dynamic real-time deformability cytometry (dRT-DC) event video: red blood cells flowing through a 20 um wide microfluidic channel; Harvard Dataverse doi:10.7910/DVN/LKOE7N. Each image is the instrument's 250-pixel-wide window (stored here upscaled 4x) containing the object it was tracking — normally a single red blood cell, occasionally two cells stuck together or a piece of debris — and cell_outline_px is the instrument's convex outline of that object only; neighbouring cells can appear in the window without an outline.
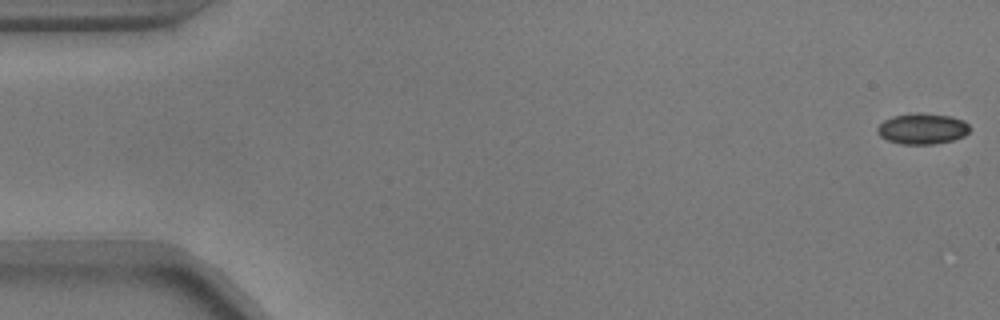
{"species": "common noctule bat (a hibernating species)", "species_latin": "Nyctalus noctula", "temperature_condition": "warm", "stored_images_in_passage": 15, "camera_frame_rate_fps": 3000, "um_per_image_px": 0.085, "animal": {"sex": "male", "body_mass_g": 17.9}, "frame": {"image": 1, "passage_image": 1, "time_ms": 0.0, "image_size_px": [1000, 320], "cell_outline_px": [[968, 132], [964, 136], [952, 140], [932, 144], [900, 144], [888, 140], [880, 136], [876, 132], [876, 128], [884, 120], [892, 116], [916, 112], [920, 112], [952, 116], [964, 120], [968, 124]], "centroid_in_image_um": [78.37, 10.92], "position_along_channel_um": 6.6, "area_um2": 16.7}}
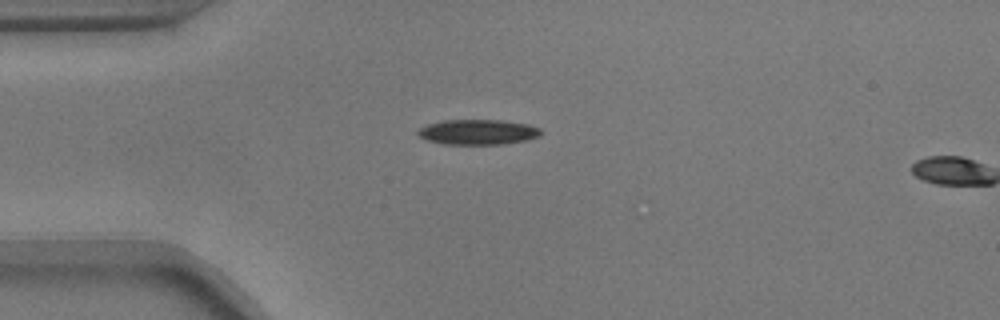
{"frame": {"image": 2, "passage_image": 14, "time_ms": 4.333, "image_size_px": [1000, 320], "cell_outline_px": [[544, 132], [540, 136], [528, 140], [504, 144], [444, 144], [428, 140], [420, 136], [416, 132], [420, 128], [428, 124], [444, 120], [500, 120], [528, 124], [540, 128]], "centroid_in_image_um": [40.68, 11.22], "position_along_channel_um": 44.3, "area_um2": 18.09}}